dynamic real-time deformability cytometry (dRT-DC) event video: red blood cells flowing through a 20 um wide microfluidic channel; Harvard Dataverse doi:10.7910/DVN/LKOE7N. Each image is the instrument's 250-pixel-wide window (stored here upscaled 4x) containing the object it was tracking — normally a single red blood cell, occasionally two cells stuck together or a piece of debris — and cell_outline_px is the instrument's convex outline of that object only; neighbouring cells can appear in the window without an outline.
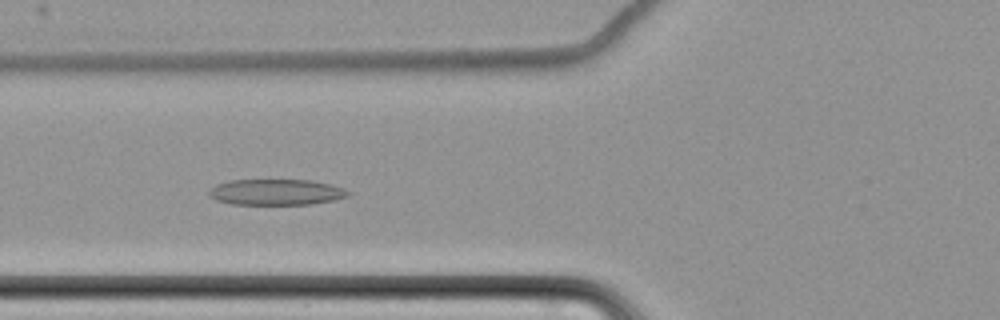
{"species": "common noctule bat (a hibernating species)", "species_latin": "Nyctalus noctula", "temperature_condition": "cold", "stored_images_in_passage": 9, "camera_frame_rate_fps": 3000, "um_per_image_px": 0.085, "animal": {"sex": "female", "body_mass_g": 22.7, "forearm_length_mm": 54.2}, "frame": {"image": 1, "passage_image": 7, "time_ms": 7.0, "image_size_px": [1000, 320], "cell_outline_px": [[352, 192], [348, 196], [332, 200], [312, 204], [232, 204], [216, 200], [208, 196], [208, 192], [216, 184], [228, 180], [312, 180], [332, 184], [344, 188]], "centroid_in_image_um": [23.48, 16.32], "position_along_channel_um": 102.3, "area_um2": 21.1}}
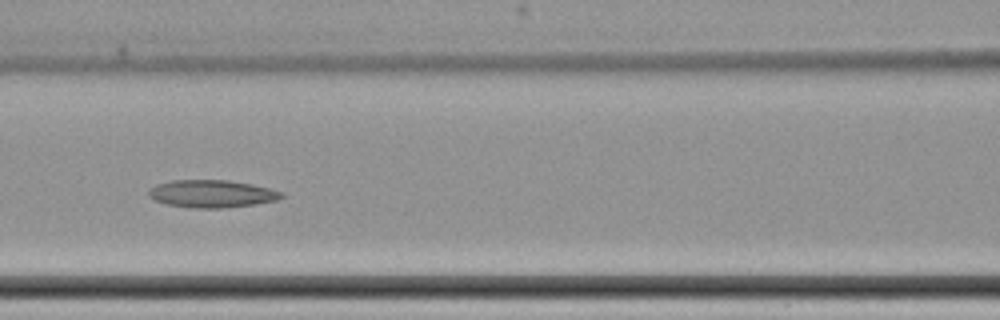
{"frame": {"image": 2, "passage_image": 8, "time_ms": 8.333, "image_size_px": [1000, 320], "cell_outline_px": [[284, 196], [276, 200], [256, 204], [220, 208], [196, 208], [168, 204], [156, 200], [148, 196], [148, 192], [156, 184], [172, 180], [228, 180], [252, 184], [284, 192]], "centroid_in_image_um": [18.03, 16.46], "position_along_channel_um": 148.6, "area_um2": 21.15}}
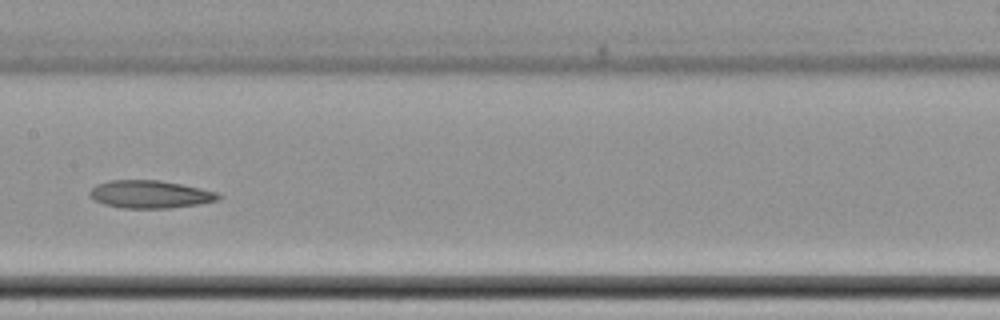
{"frame": {"image": 3, "passage_image": 9, "time_ms": 9.667, "image_size_px": [1000, 320], "cell_outline_px": [[224, 196], [220, 200], [200, 204], [168, 208], [124, 208], [104, 204], [92, 200], [88, 196], [88, 192], [96, 184], [108, 180], [160, 180], [200, 188], [216, 192]], "centroid_in_image_um": [12.74, 16.51], "position_along_channel_um": 194.7, "area_um2": 21.04}}